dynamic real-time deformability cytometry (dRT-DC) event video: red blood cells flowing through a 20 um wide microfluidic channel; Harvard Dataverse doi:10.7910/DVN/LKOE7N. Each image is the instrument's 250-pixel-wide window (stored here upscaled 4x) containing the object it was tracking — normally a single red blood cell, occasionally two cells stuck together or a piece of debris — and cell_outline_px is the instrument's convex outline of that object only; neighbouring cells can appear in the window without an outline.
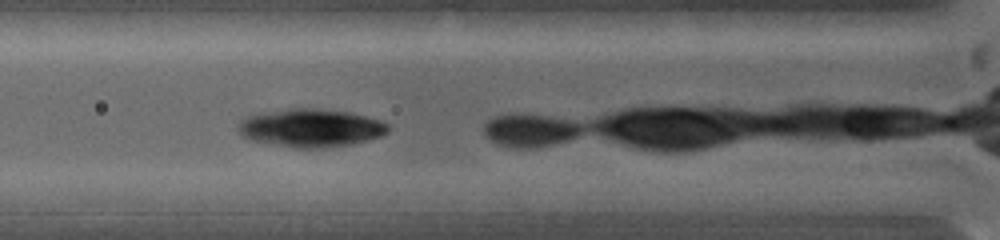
{"species": "common noctule bat (a hibernating species)", "species_latin": "Nyctalus noctula", "temperature_condition": "warm", "stored_images_in_passage": 3, "camera_frame_rate_fps": 5000, "um_per_image_px": 0.085, "animal": {"sex": "female", "body_mass_g": 19.0, "forearm_length_mm": 53.3}, "frame": {"image": 1, "passage_image": 3, "time_ms": 1.8, "image_size_px": [1000, 240], "cell_outline_px": [[388, 132], [380, 136], [348, 144], [316, 148], [292, 148], [248, 140], [240, 132], [240, 120], [256, 112], [288, 108], [312, 108], [352, 112], [380, 120], [388, 124]], "centroid_in_image_um": [26.37, 10.85], "position_along_channel_um": 99.4, "area_um2": 33.29}}